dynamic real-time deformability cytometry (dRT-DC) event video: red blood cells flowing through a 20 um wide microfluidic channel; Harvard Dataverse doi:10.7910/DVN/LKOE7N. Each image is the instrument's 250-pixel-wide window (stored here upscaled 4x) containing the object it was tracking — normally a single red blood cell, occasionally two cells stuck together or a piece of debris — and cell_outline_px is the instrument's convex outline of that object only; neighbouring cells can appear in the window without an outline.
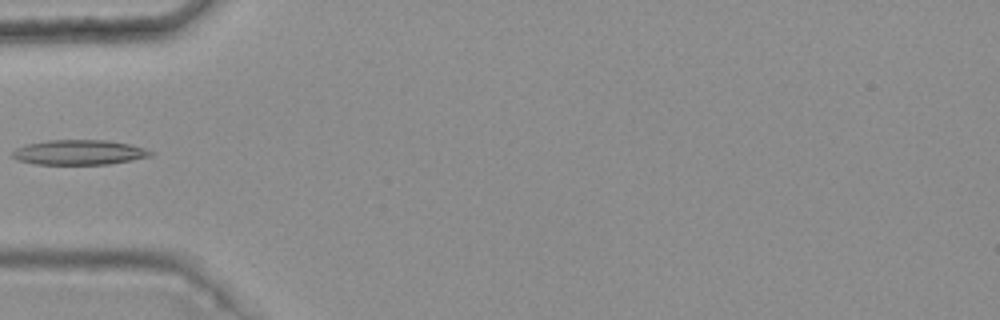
{"species": "common noctule bat (a hibernating species)", "species_latin": "Nyctalus noctula", "temperature_condition": "warm", "stored_images_in_passage": 5, "camera_frame_rate_fps": 3000, "um_per_image_px": 0.085, "animal": {"sex": "female", "body_mass_g": 25.1}, "frame": {"image": 1, "passage_image": 4, "time_ms": 1.0, "image_size_px": [1000, 320], "cell_outline_px": [[152, 156], [132, 160], [108, 164], [36, 164], [20, 160], [12, 156], [12, 152], [16, 148], [28, 144], [48, 140], [104, 140], [128, 144], [144, 148], [152, 152]], "centroid_in_image_um": [6.73, 12.95], "position_along_channel_um": 78.3, "area_um2": 19.77}}
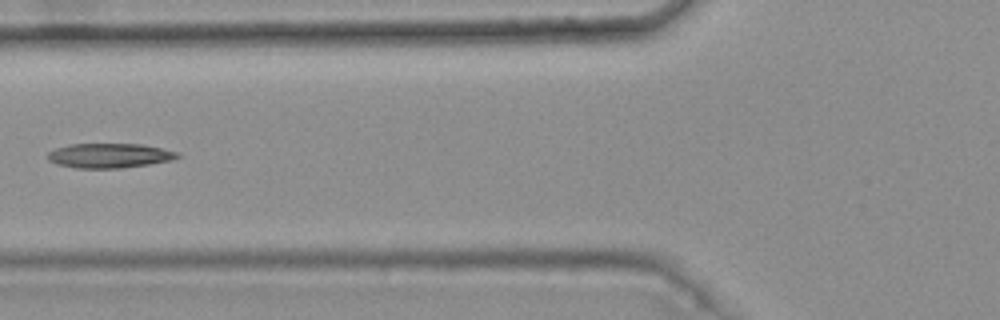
{"frame": {"image": 2, "passage_image": 5, "time_ms": 1.333, "image_size_px": [1000, 320], "cell_outline_px": [[184, 156], [172, 160], [148, 164], [120, 168], [76, 168], [56, 164], [48, 160], [48, 152], [56, 148], [68, 144], [144, 144], [180, 152]], "centroid_in_image_um": [9.34, 13.22], "position_along_channel_um": 116.5, "area_um2": 18.79}}